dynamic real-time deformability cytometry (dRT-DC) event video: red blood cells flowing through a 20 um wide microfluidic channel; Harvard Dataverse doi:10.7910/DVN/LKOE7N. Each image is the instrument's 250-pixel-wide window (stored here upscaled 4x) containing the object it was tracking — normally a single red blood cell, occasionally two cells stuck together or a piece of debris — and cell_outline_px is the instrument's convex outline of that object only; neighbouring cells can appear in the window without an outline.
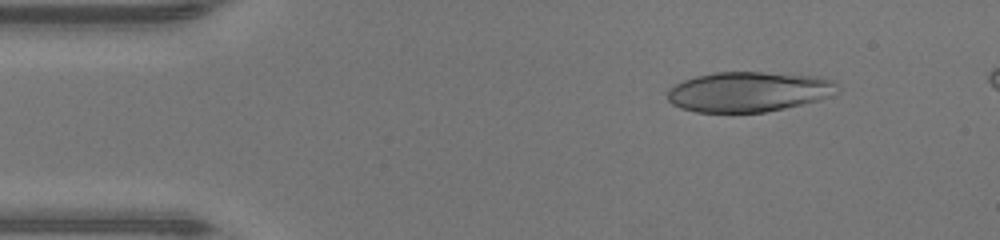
{"species": "human", "species_latin": "Homo sapiens", "temperature_condition": "warm", "stored_images_in_passage": 45, "camera_frame_rate_fps": 3000, "um_per_image_px": 0.085, "donor": {"sex": "male"}, "frame": {"image": 1, "passage_image": 5, "time_ms": 1.333, "image_size_px": [1000, 240], "cell_outline_px": [[840, 92], [832, 96], [784, 108], [764, 112], [696, 112], [680, 108], [672, 104], [668, 100], [668, 88], [684, 80], [696, 76], [716, 72], [764, 72], [820, 76], [836, 80]], "centroid_in_image_um": [63.67, 7.79], "position_along_channel_um": 21.3, "area_um2": 39.94}}
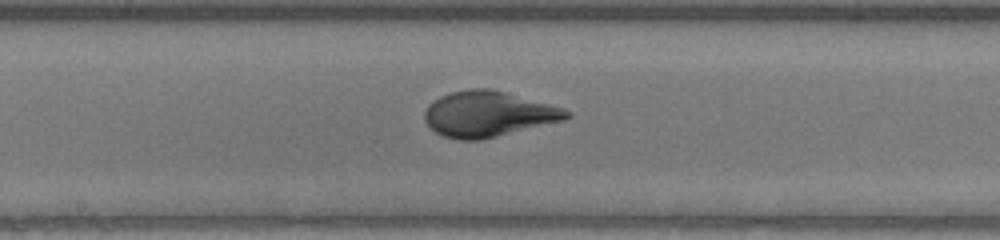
{"frame": {"image": 2, "passage_image": 23, "time_ms": 7.333, "image_size_px": [1000, 240], "cell_outline_px": [[572, 116], [564, 120], [480, 140], [456, 140], [444, 136], [436, 132], [424, 120], [424, 112], [428, 104], [432, 100], [448, 92], [468, 88], [492, 88], [564, 108], [572, 112]], "centroid_in_image_um": [41.48, 9.67], "position_along_channel_um": 206.7, "area_um2": 37.86}}
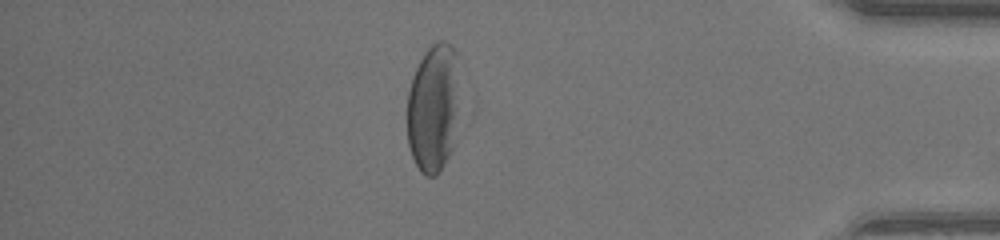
{"frame": {"image": 3, "passage_image": 39, "time_ms": 12.667, "image_size_px": [1000, 240], "cell_outline_px": [[460, 116], [452, 148], [440, 172], [436, 176], [424, 176], [420, 172], [412, 156], [408, 144], [408, 92], [412, 76], [424, 52], [436, 40], [444, 40], [452, 44], [456, 52], [460, 112]], "centroid_in_image_um": [36.87, 9.17], "position_along_channel_um": 398.3, "area_um2": 40.17}, "authors_computed_cell_mechanics": {"area_um2": 37.3966, "velocity_mm_per_s": 4.3752, "shape_relaxation_time_tau1_ms": 6.3111, "shape_relaxation_time_tau2_ms": null, "deformation_change_tau1": 0.3428, "deformation_change_tau2": null}}